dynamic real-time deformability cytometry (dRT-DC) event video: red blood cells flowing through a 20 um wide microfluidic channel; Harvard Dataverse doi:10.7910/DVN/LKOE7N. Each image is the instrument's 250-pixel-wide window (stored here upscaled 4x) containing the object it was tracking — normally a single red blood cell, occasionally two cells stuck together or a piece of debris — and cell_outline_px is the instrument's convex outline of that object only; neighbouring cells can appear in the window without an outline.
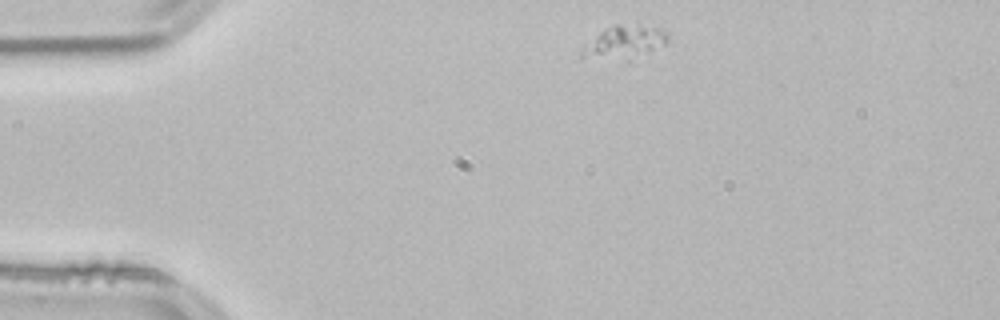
{"species": "common noctule bat (a hibernating species)", "species_latin": "Nyctalus noctula", "temperature_condition": "room temperature", "stored_images_in_passage": 45, "camera_frame_rate_fps": 3000, "um_per_image_px": 0.085, "animal": {"sex": "male", "body_mass_g": 21.5, "forearm_length_mm": 52.0}, "frame": {"image": 1, "passage_image": 1, "time_ms": 0.0, "image_size_px": [1000, 320], "cell_outline_px": [[668, 44], [652, 48], [584, 56], [580, 56], [580, 52], [584, 44], [600, 32], [616, 24], [664, 28], [668, 32]], "centroid_in_image_um": [53.13, 3.38], "position_along_channel_um": 31.9, "area_um2": 13.58}}
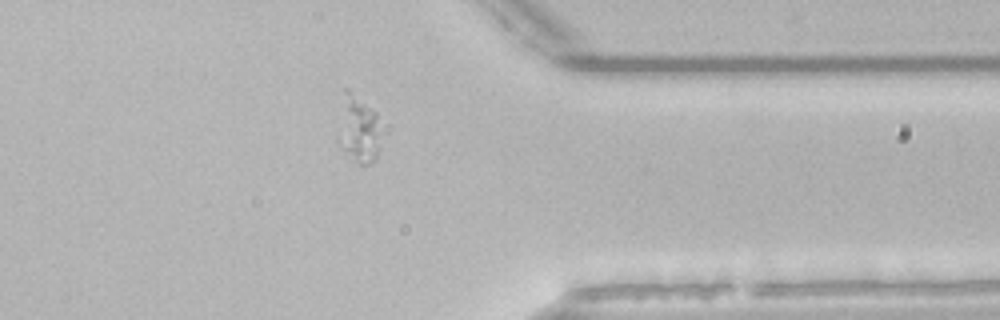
{"frame": {"image": 2, "passage_image": 34, "time_ms": 11.0, "image_size_px": [1000, 320], "cell_outline_px": [[380, 148], [376, 160], [372, 164], [356, 164], [340, 148], [336, 140], [344, 88], [348, 88], [376, 112]], "centroid_in_image_um": [30.43, 11.03], "position_along_channel_um": 381.0, "area_um2": 17.17}}
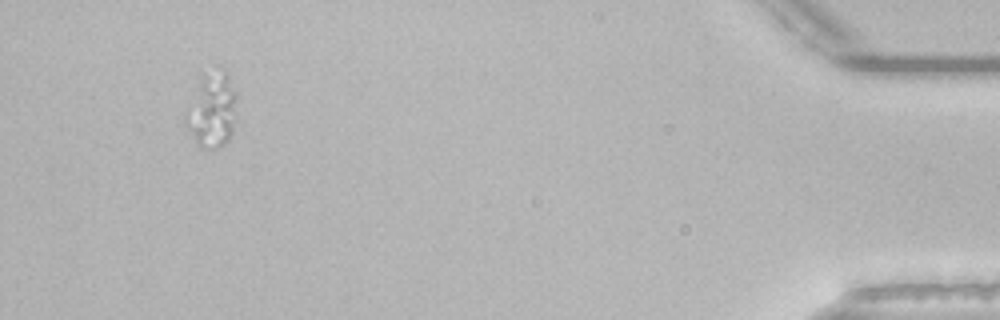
{"frame": {"image": 3, "passage_image": 42, "time_ms": 13.667, "image_size_px": [1000, 320], "cell_outline_px": [[236, 120], [232, 132], [228, 140], [224, 144], [216, 148], [200, 148], [196, 144], [184, 124], [184, 112], [200, 72], [220, 68], [224, 68], [228, 72], [236, 96]], "centroid_in_image_um": [17.98, 9.29], "position_along_channel_um": 417.2, "area_um2": 23.47}}